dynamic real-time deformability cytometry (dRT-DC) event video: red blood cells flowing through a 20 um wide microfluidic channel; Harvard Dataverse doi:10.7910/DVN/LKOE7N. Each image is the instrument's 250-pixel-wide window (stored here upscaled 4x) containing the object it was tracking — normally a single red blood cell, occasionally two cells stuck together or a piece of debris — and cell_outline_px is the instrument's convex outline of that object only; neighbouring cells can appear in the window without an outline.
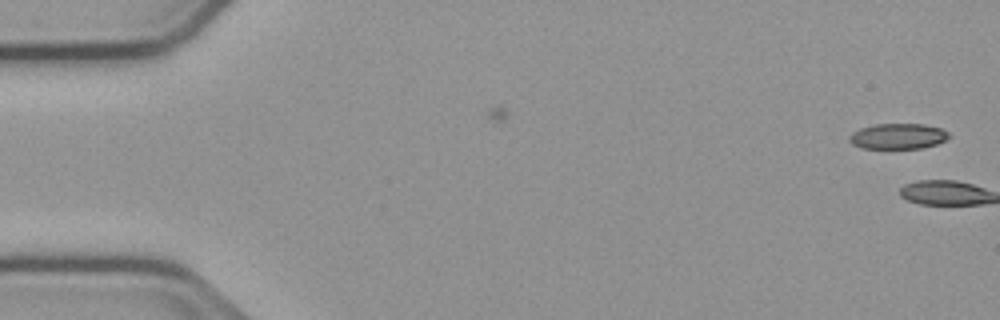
{"species": "common noctule bat (a hibernating species)", "species_latin": "Nyctalus noctula", "temperature_condition": "cold", "stored_images_in_passage": 2, "camera_frame_rate_fps": 3000, "um_per_image_px": 0.085, "animal": {"sex": "male", "body_mass_g": 23.1, "forearm_length_mm": 52.7}, "frame": {"image": 1, "passage_image": 1, "time_ms": 0.0, "image_size_px": [1000, 320], "cell_outline_px": [[948, 136], [944, 140], [936, 144], [920, 148], [860, 148], [852, 144], [848, 140], [848, 136], [852, 132], [860, 128], [872, 124], [924, 124], [940, 128], [948, 132]], "centroid_in_image_um": [76.26, 11.57], "position_along_channel_um": 8.7, "area_um2": 14.8}}